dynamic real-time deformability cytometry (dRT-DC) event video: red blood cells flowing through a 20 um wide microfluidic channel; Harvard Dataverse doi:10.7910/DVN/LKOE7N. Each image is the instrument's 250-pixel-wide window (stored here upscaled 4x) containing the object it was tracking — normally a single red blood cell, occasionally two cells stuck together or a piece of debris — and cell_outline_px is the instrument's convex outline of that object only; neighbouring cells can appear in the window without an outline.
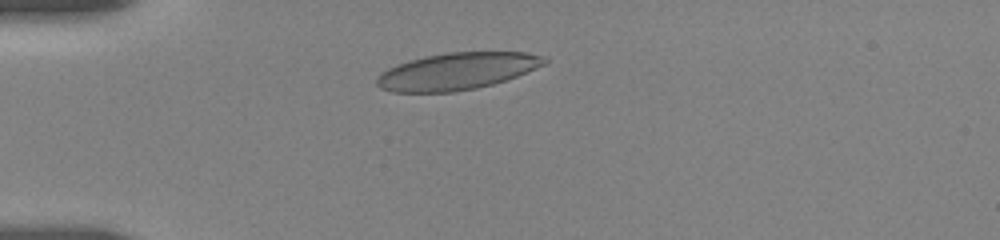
{"species": "human", "species_latin": "Homo sapiens", "temperature_condition": "room temperature", "stored_images_in_passage": 4, "camera_frame_rate_fps": 3000, "um_per_image_px": 0.085, "donor": {"sex": "female"}, "frame": {"image": 1, "passage_image": 1, "time_ms": 0.0, "image_size_px": [1000, 240], "cell_outline_px": [[548, 60], [544, 64], [516, 76], [492, 84], [476, 88], [452, 92], [392, 92], [380, 88], [376, 84], [376, 80], [380, 72], [396, 64], [424, 56], [448, 52], [524, 52], [540, 56]], "centroid_in_image_um": [38.77, 6.06], "position_along_channel_um": 46.2, "area_um2": 35.84}}
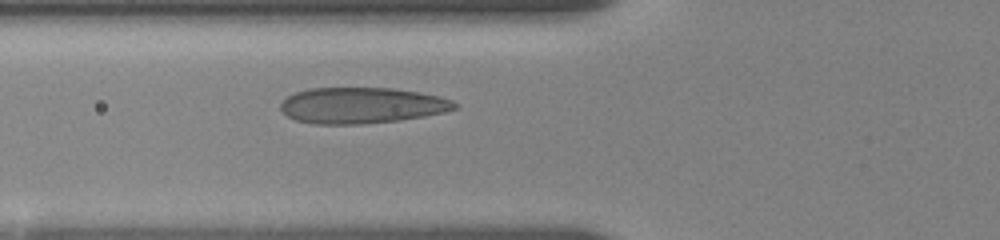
{"frame": {"image": 2, "passage_image": 4, "time_ms": 2.0, "image_size_px": [1000, 240], "cell_outline_px": [[460, 108], [444, 112], [424, 116], [400, 120], [360, 124], [312, 124], [296, 120], [288, 116], [280, 108], [280, 104], [288, 96], [296, 92], [308, 88], [392, 88], [420, 92], [440, 96], [452, 100], [460, 104]], "centroid_in_image_um": [30.79, 8.96], "position_along_channel_um": 95.0, "area_um2": 36.7}}